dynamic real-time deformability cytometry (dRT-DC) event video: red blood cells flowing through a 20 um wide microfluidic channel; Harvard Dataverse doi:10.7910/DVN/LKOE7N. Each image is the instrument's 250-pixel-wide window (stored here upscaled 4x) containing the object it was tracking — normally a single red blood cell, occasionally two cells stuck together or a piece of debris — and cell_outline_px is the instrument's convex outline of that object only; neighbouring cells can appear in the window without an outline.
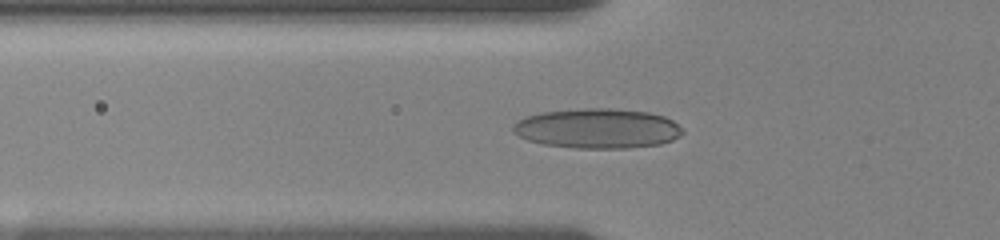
{"species": "human", "species_latin": "Homo sapiens", "temperature_condition": "room temperature", "stored_images_in_passage": 45, "camera_frame_rate_fps": 3000, "um_per_image_px": 0.085, "donor": {"sex": "female"}, "frame": {"image": 1, "passage_image": 20, "time_ms": 6.333, "image_size_px": [1000, 240], "cell_outline_px": [[684, 132], [680, 136], [672, 140], [660, 144], [624, 148], [576, 148], [544, 144], [528, 140], [512, 132], [512, 128], [520, 120], [528, 116], [544, 112], [584, 108], [608, 108], [648, 112], [664, 116], [672, 120], [684, 128]], "centroid_in_image_um": [50.84, 10.92], "position_along_channel_um": 75.0, "area_um2": 39.13}}
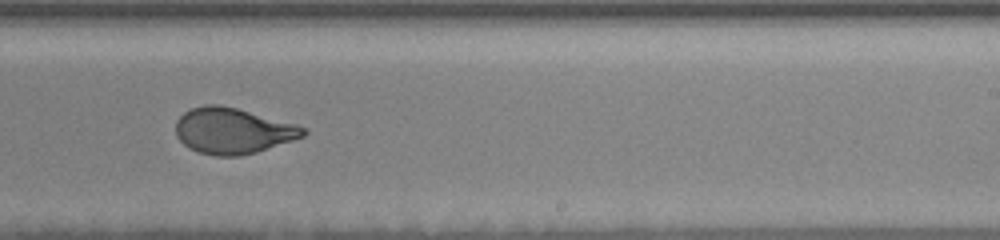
{"frame": {"image": 2, "passage_image": 33, "time_ms": 11.667, "image_size_px": [1000, 240], "cell_outline_px": [[308, 132], [304, 136], [256, 152], [240, 156], [216, 156], [196, 152], [188, 148], [176, 136], [176, 120], [184, 112], [192, 108], [204, 104], [220, 104], [236, 108], [296, 124], [304, 128]], "centroid_in_image_um": [19.75, 11.12], "position_along_channel_um": 269.3, "area_um2": 34.04}}
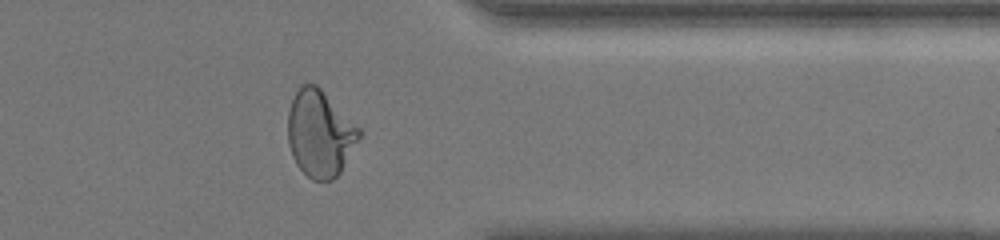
{"frame": {"image": 3, "passage_image": 42, "time_ms": 15.0, "image_size_px": [1000, 240], "cell_outline_px": [[360, 136], [340, 172], [332, 180], [312, 180], [296, 164], [292, 156], [288, 144], [288, 112], [292, 100], [296, 92], [304, 84], [316, 84], [360, 128]], "centroid_in_image_um": [27.17, 11.36], "position_along_channel_um": 384.2, "area_um2": 35.37}, "authors_computed_cell_mechanics": {"area_um2": 34.4488, "velocity_mm_per_s": 3.628, "shape_relaxation_time_tau1_ms": 5.8551, "shape_relaxation_time_tau2_ms": null, "deformation_change_tau1": 0.1926, "deformation_change_tau2": null}}